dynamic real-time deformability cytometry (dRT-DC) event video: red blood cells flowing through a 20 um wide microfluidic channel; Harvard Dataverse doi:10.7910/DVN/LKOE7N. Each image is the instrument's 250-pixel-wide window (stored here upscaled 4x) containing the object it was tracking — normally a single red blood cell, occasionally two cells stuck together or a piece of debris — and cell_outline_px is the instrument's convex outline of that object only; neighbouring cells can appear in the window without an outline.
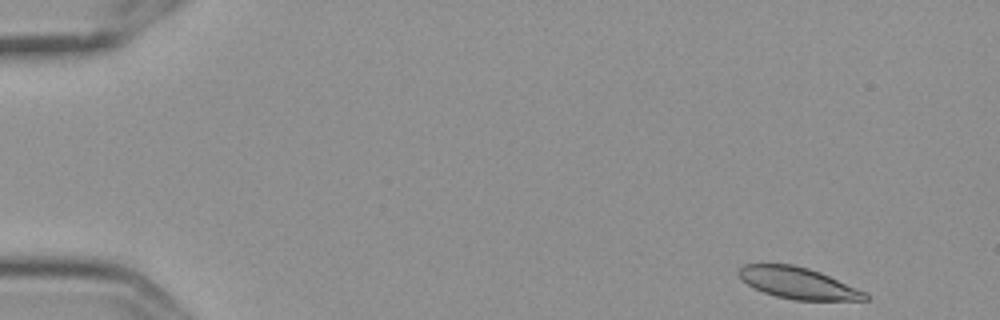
{"species": "Egyptian fruit bat (a non-hibernating species)", "species_latin": "Rousettus aegyptiacus", "temperature_condition": "cold", "stored_images_in_passage": 54, "camera_frame_rate_fps": 3000, "um_per_image_px": 0.085, "frame": {"image": 1, "passage_image": 1, "time_ms": 0.0, "image_size_px": [1000, 320], "cell_outline_px": [[872, 296], [868, 300], [796, 300], [776, 296], [764, 292], [748, 284], [736, 272], [744, 264], [792, 264], [808, 268], [820, 272], [868, 292]], "centroid_in_image_um": [67.91, 24.06], "position_along_channel_um": 17.1, "area_um2": 23.12}}
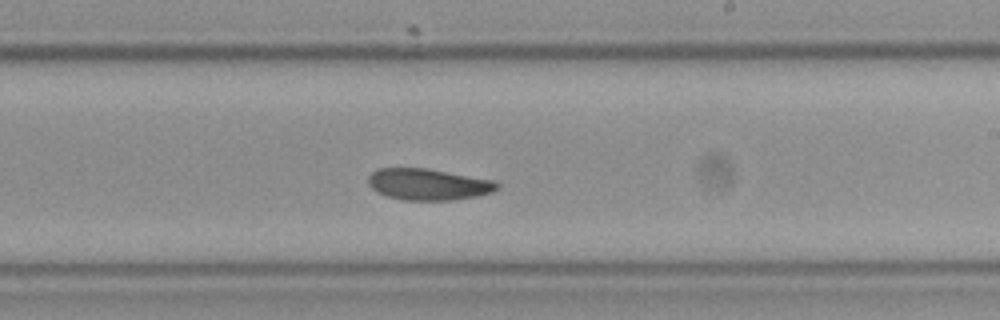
{"frame": {"image": 2, "passage_image": 31, "time_ms": 10.0, "image_size_px": [1000, 320], "cell_outline_px": [[500, 188], [492, 192], [476, 196], [456, 200], [404, 200], [388, 196], [376, 192], [368, 184], [368, 176], [376, 168], [424, 168], [492, 180], [500, 184]], "centroid_in_image_um": [36.38, 15.67], "position_along_channel_um": 252.6, "area_um2": 23.52}}
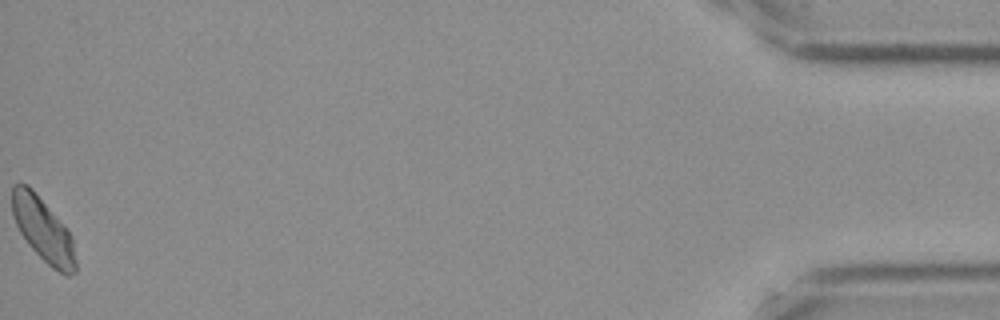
{"frame": {"image": 3, "passage_image": 54, "time_ms": 17.667, "image_size_px": [1000, 320], "cell_outline_px": [[76, 272], [68, 276], [52, 268], [28, 244], [20, 232], [16, 224], [12, 212], [12, 184], [28, 184], [32, 188], [72, 236], [76, 260]], "centroid_in_image_um": [3.66, 19.53], "position_along_channel_um": 431.5, "area_um2": 23.24}}